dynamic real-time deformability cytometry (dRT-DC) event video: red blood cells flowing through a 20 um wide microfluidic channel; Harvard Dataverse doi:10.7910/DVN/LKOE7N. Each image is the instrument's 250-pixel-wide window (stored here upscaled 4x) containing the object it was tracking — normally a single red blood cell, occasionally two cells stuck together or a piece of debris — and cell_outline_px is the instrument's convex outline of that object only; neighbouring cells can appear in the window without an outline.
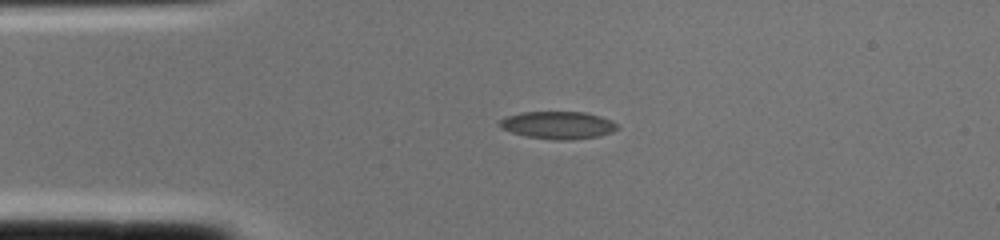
{"species": "common noctule bat (a hibernating species)", "species_latin": "Nyctalus noctula", "temperature_condition": "cold", "stored_images_in_passage": 1, "camera_frame_rate_fps": 3000, "um_per_image_px": 0.085, "animal": {"sex": "female", "body_mass_g": 22.0, "forearm_length_mm": 56.7}, "frame": {"image": 1, "passage_image": 1, "time_ms": 0.0, "image_size_px": [1000, 240], "cell_outline_px": [[620, 128], [612, 132], [600, 136], [568, 140], [556, 140], [528, 136], [512, 132], [500, 128], [496, 124], [504, 116], [520, 112], [584, 112], [600, 116], [612, 120]], "centroid_in_image_um": [47.41, 10.63], "position_along_channel_um": 37.6, "area_um2": 19.02}}